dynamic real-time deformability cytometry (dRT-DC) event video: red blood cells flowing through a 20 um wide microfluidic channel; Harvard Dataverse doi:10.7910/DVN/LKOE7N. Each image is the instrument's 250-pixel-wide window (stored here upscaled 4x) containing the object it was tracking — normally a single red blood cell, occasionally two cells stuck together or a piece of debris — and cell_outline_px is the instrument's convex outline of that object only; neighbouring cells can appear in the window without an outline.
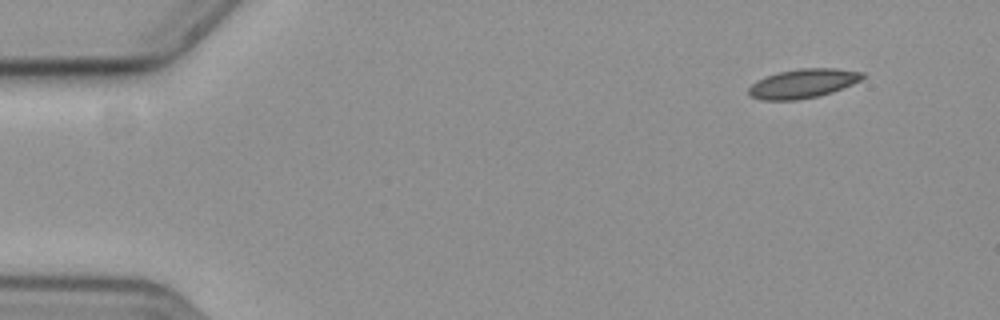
{"species": "common noctule bat (a hibernating species)", "species_latin": "Nyctalus noctula", "temperature_condition": "cold", "stored_images_in_passage": 3, "camera_frame_rate_fps": 3000, "um_per_image_px": 0.085, "animal": {"sex": "female", "body_mass_g": 19.3, "forearm_length_mm": 54.1}, "frame": {"image": 1, "passage_image": 1, "time_ms": 0.0, "image_size_px": [1000, 320], "cell_outline_px": [[868, 76], [852, 84], [832, 92], [820, 96], [796, 100], [760, 100], [752, 96], [748, 92], [748, 88], [756, 80], [780, 72], [800, 68], [836, 68], [864, 72]], "centroid_in_image_um": [68.29, 7.09], "position_along_channel_um": 16.7, "area_um2": 19.36}}